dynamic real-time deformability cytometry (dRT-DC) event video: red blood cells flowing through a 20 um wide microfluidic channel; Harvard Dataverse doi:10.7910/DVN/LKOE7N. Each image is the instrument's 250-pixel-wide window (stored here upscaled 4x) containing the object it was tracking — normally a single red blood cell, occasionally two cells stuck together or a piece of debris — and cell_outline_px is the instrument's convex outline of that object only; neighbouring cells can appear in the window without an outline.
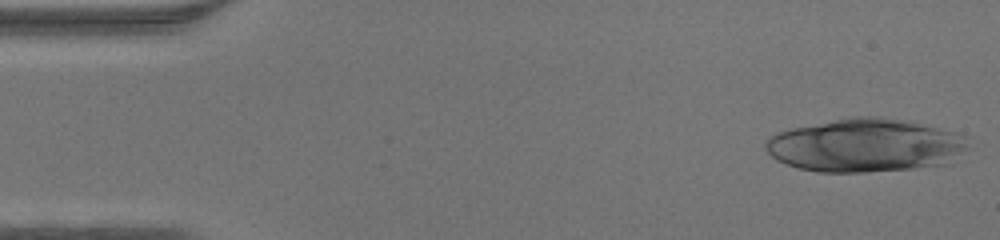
{"species": "human", "species_latin": "Homo sapiens", "temperature_condition": "warm", "stored_images_in_passage": 44, "camera_frame_rate_fps": 3000, "um_per_image_px": 0.085, "donor": {"sex": "male"}, "frame": {"image": 1, "passage_image": 1, "time_ms": 0.0, "image_size_px": [1000, 240], "cell_outline_px": [[968, 148], [940, 164], [912, 168], [864, 172], [816, 172], [800, 168], [776, 160], [764, 148], [764, 144], [772, 136], [780, 132], [792, 128], [856, 116], [880, 116], [900, 120], [936, 128], [948, 132], [964, 144]], "centroid_in_image_um": [73.37, 12.37], "position_along_channel_um": 11.6, "area_um2": 60.81}}